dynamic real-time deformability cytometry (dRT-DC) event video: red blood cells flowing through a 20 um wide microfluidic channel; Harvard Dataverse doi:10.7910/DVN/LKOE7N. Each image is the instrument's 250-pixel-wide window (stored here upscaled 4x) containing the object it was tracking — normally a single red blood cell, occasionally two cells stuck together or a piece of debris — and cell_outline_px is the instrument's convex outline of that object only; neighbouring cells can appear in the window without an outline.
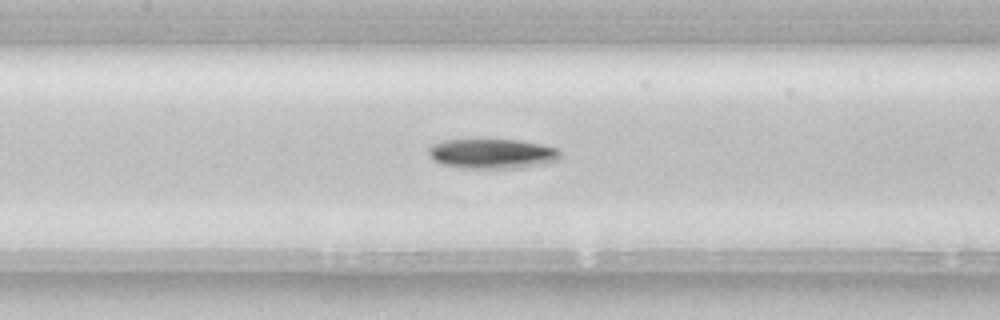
{"species": "common noctule bat (a hibernating species)", "species_latin": "Nyctalus noctula", "temperature_condition": "room temperature", "stored_images_in_passage": 40, "camera_frame_rate_fps": 3000, "um_per_image_px": 0.085, "animal": {"sex": "female", "body_mass_g": 22.7, "forearm_length_mm": 54.2}, "frame": {"image": 1, "passage_image": 12, "time_ms": 3.667, "image_size_px": [1000, 320], "cell_outline_px": [[560, 160], [524, 168], [464, 168], [440, 164], [432, 160], [428, 152], [428, 148], [432, 144], [444, 140], [516, 140], [540, 144], [560, 148]], "centroid_in_image_um": [41.85, 13.07], "position_along_channel_um": 165.6, "area_um2": 23.06}}
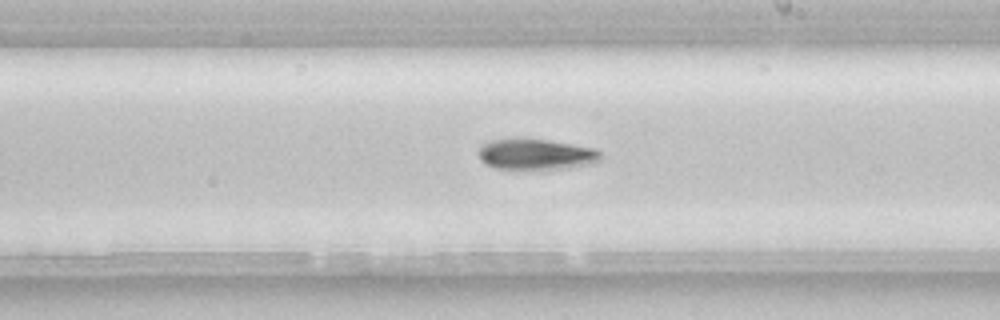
{"frame": {"image": 2, "passage_image": 18, "time_ms": 5.667, "image_size_px": [1000, 320], "cell_outline_px": [[604, 156], [596, 164], [544, 172], [540, 172], [496, 168], [484, 164], [480, 160], [476, 152], [484, 144], [492, 140], [548, 140], [596, 148]], "centroid_in_image_um": [45.63, 13.2], "position_along_channel_um": 243.4, "area_um2": 22.83}}